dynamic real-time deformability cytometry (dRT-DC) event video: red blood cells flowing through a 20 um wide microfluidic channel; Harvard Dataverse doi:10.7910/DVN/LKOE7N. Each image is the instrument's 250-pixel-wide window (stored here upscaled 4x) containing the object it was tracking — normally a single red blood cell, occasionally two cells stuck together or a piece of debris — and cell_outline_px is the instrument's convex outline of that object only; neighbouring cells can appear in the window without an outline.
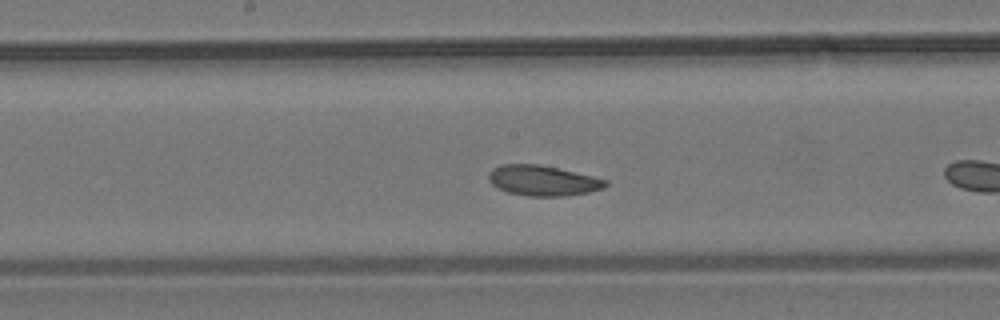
{"species": "common noctule bat (a hibernating species)", "species_latin": "Nyctalus noctula", "temperature_condition": "room temperature", "stored_images_in_passage": 15, "camera_frame_rate_fps": 3000, "um_per_image_px": 0.085, "animal": {"sex": "male", "body_mass_g": 19.2, "forearm_length_mm": 51.8}, "frame": {"image": 1, "passage_image": 13, "time_ms": 4.0, "image_size_px": [1000, 320], "cell_outline_px": [[608, 184], [604, 188], [588, 192], [564, 196], [528, 196], [508, 192], [492, 184], [488, 180], [488, 172], [492, 168], [500, 164], [536, 164], [556, 168], [592, 176], [608, 180]], "centroid_in_image_um": [46.11, 15.35], "position_along_channel_um": 202.1, "area_um2": 20.52}}